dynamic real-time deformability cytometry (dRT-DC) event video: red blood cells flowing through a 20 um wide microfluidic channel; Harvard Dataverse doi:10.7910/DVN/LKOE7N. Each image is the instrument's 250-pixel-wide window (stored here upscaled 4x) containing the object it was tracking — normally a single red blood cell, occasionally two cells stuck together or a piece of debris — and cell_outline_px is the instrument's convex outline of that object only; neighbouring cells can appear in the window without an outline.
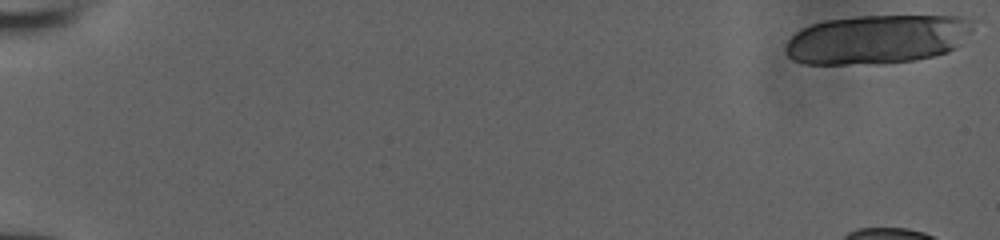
{"species": "human", "species_latin": "Homo sapiens", "temperature_condition": "room temperature", "stored_images_in_passage": 12, "camera_frame_rate_fps": 3000, "um_per_image_px": 0.085, "donor": {"sex": "male"}, "frame": {"image": 1, "passage_image": 1, "time_ms": 0.0, "image_size_px": [1000, 240], "cell_outline_px": [[972, 28], [960, 44], [956, 48], [948, 52], [916, 60], [884, 64], [804, 64], [792, 60], [784, 52], [784, 48], [788, 40], [796, 32], [812, 24], [824, 20], [860, 16], [960, 16], [972, 20]], "centroid_in_image_um": [74.53, 3.35], "position_along_channel_um": 10.5, "area_um2": 53.93}}